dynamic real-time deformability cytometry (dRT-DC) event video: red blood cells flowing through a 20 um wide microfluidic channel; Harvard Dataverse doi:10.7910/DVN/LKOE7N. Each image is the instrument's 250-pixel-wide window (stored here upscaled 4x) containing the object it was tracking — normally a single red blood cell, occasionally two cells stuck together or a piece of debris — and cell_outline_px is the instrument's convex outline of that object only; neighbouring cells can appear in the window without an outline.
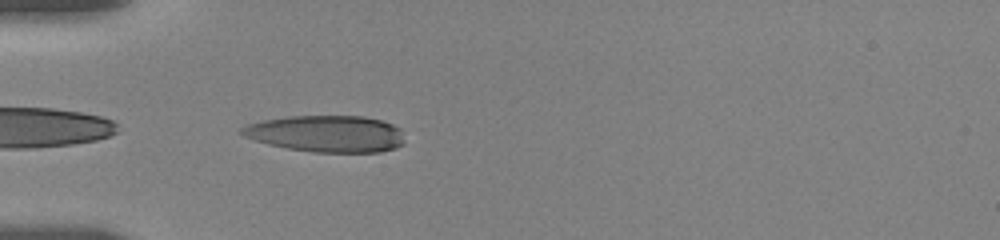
{"species": "human", "species_latin": "Homo sapiens", "temperature_condition": "room temperature", "stored_images_in_passage": 50, "camera_frame_rate_fps": 3000, "um_per_image_px": 0.085, "donor": {"sex": "female"}, "frame": {"image": 1, "passage_image": 1, "time_ms": 0.0, "image_size_px": [1000, 240], "cell_outline_px": [[404, 144], [396, 148], [380, 152], [312, 152], [288, 148], [268, 144], [244, 136], [240, 132], [240, 128], [248, 124], [264, 120], [288, 116], [364, 116], [380, 120], [392, 124], [400, 128], [404, 140]], "centroid_in_image_um": [27.77, 11.37], "position_along_channel_um": 57.2, "area_um2": 34.8}}
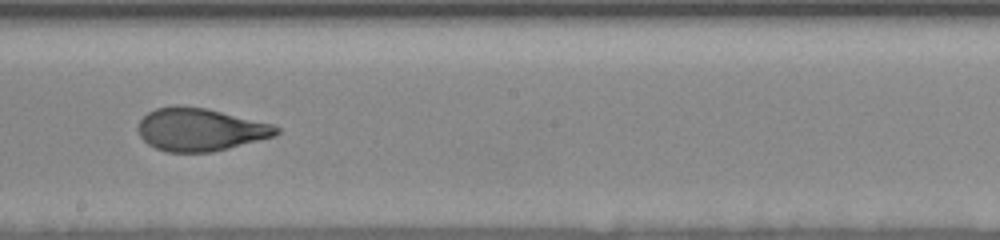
{"frame": {"image": 2, "passage_image": 21, "time_ms": 5.0, "image_size_px": [1000, 240], "cell_outline_px": [[280, 132], [276, 136], [212, 152], [168, 152], [156, 148], [148, 144], [140, 136], [136, 128], [140, 120], [148, 112], [156, 108], [176, 104], [180, 104], [204, 108], [272, 124], [280, 128]], "centroid_in_image_um": [16.99, 11.01], "position_along_channel_um": 231.2, "area_um2": 34.51}}
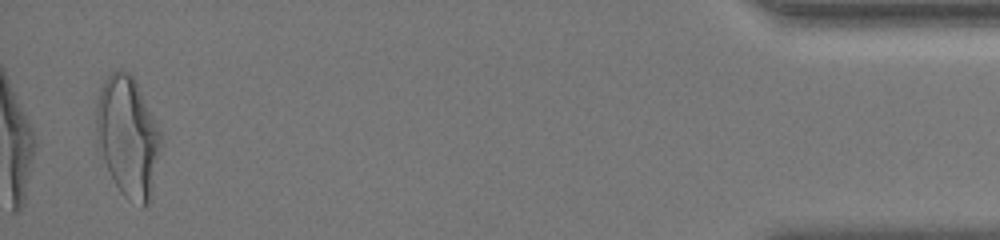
{"frame": {"image": 3, "passage_image": 49, "time_ms": 12.333, "image_size_px": [1000, 240], "cell_outline_px": [[160, 144], [152, 196], [148, 204], [144, 208], [140, 208], [124, 196], [120, 192], [104, 160], [96, 136], [96, 104], [100, 88], [104, 80], [112, 72], [128, 72], [136, 80], [160, 132]], "centroid_in_image_um": [10.86, 11.64], "position_along_channel_um": 424.3, "area_um2": 44.74}, "authors_computed_cell_mechanics": {"area_um2": 35.3736, "velocity_mm_per_s": 3.6385, "shape_relaxation_time_tau1_ms": 4.8562, "shape_relaxation_time_tau2_ms": 1.0763, "deformation_change_tau1": 0.2081, "deformation_change_tau2": 0.0765}}